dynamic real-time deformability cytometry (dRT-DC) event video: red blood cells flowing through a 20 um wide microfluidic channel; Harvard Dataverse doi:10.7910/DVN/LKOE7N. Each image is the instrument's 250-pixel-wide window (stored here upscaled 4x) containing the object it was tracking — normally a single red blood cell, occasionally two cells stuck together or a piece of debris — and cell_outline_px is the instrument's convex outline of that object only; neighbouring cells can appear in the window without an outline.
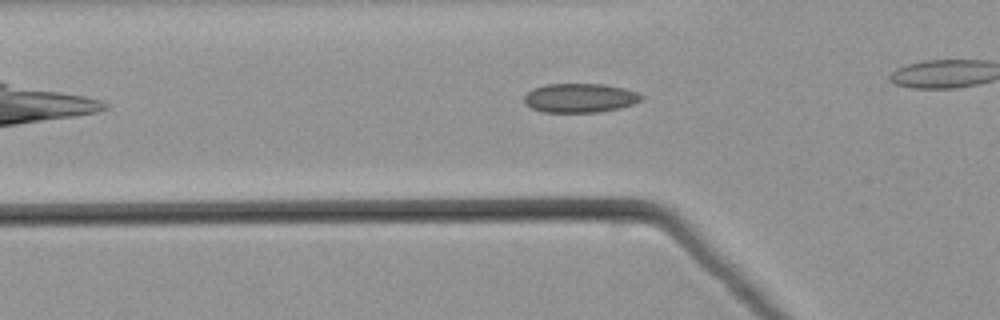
{"species": "common noctule bat (a hibernating species)", "species_latin": "Nyctalus noctula", "temperature_condition": "warm", "stored_images_in_passage": 32, "camera_frame_rate_fps": 3000, "um_per_image_px": 0.085, "animal": {"sex": "male", "body_mass_g": 21.5, "forearm_length_mm": 52.0}, "frame": {"image": 1, "passage_image": 8, "time_ms": 2.333, "image_size_px": [1000, 320], "cell_outline_px": [[644, 100], [620, 108], [600, 112], [540, 112], [524, 104], [524, 96], [532, 88], [544, 84], [604, 84], [624, 88], [636, 92], [644, 96]], "centroid_in_image_um": [49.28, 8.33], "position_along_channel_um": 76.5, "area_um2": 20.11}}
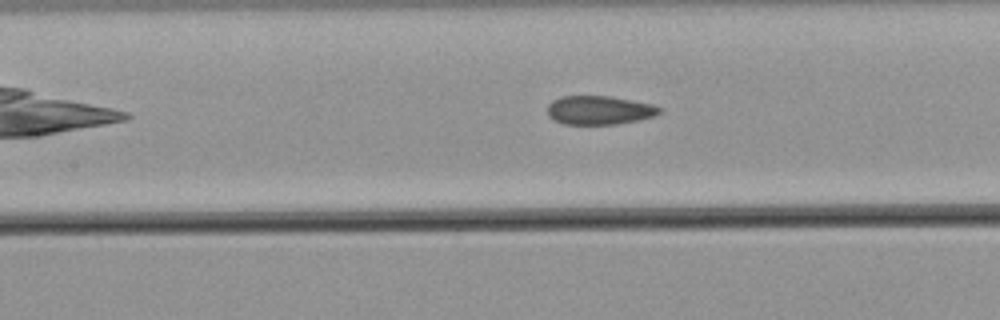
{"frame": {"image": 2, "passage_image": 14, "time_ms": 4.333, "image_size_px": [1000, 320], "cell_outline_px": [[660, 112], [652, 116], [636, 120], [616, 124], [564, 124], [548, 116], [548, 104], [552, 100], [560, 96], [608, 96], [632, 100], [652, 104], [660, 108]], "centroid_in_image_um": [50.89, 9.35], "position_along_channel_um": 156.5, "area_um2": 18.55}}
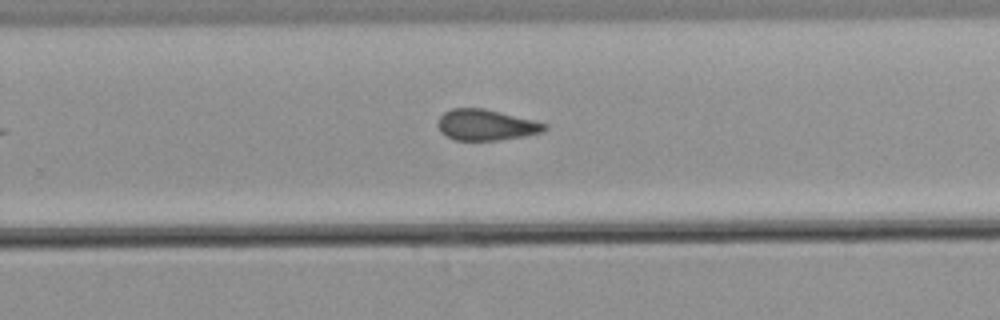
{"frame": {"image": 3, "passage_image": 24, "time_ms": 7.667, "image_size_px": [1000, 320], "cell_outline_px": [[548, 128], [544, 132], [524, 136], [496, 140], [452, 140], [440, 132], [436, 124], [440, 116], [444, 112], [452, 108], [484, 108], [536, 120], [548, 124]], "centroid_in_image_um": [41.32, 10.61], "position_along_channel_um": 288.5, "area_um2": 19.54}}